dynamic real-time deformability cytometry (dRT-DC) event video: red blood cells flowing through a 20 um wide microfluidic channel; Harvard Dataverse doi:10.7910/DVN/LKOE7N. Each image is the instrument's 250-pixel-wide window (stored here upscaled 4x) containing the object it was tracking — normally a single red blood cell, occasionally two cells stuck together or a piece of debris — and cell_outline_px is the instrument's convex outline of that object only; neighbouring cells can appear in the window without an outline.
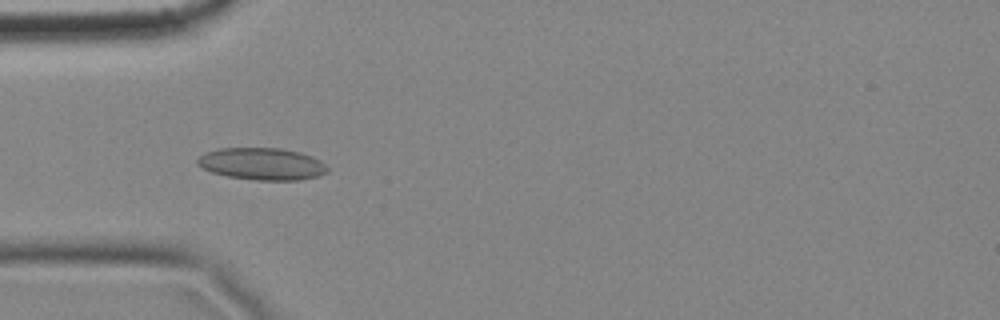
{"species": "common noctule bat (a hibernating species)", "species_latin": "Nyctalus noctula", "temperature_condition": "cold", "stored_images_in_passage": 1, "camera_frame_rate_fps": 3000, "um_per_image_px": 0.085, "animal": {"sex": "female", "body_mass_g": 18.4}, "frame": {"image": 1, "passage_image": 1, "time_ms": 0.0, "image_size_px": [1000, 320], "cell_outline_px": [[328, 172], [320, 176], [300, 180], [252, 180], [228, 176], [212, 172], [196, 164], [196, 160], [200, 156], [208, 152], [220, 148], [284, 148], [300, 152], [312, 156], [320, 160], [328, 168]], "centroid_in_image_um": [22.31, 13.93], "position_along_channel_um": 62.7, "area_um2": 24.39}}